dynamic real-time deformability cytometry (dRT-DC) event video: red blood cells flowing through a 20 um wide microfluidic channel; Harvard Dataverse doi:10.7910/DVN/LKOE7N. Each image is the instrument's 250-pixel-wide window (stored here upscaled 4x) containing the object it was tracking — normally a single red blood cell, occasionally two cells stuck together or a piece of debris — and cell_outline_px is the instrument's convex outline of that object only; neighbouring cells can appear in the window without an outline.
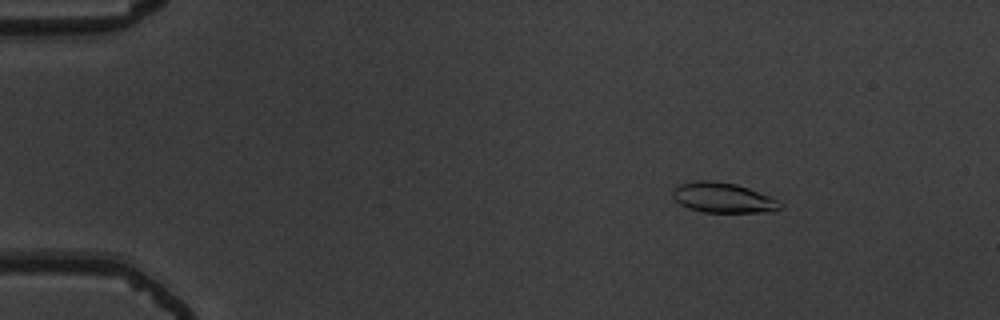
{"species": "common noctule bat (a hibernating species)", "species_latin": "Nyctalus noctula", "temperature_condition": "warm", "stored_images_in_passage": 56, "camera_frame_rate_fps": 3000, "um_per_image_px": 0.085, "animal": {"sex": "male", "body_mass_g": 19.5, "forearm_length_mm": 54.6}, "frame": {"image": 1, "passage_image": 9, "time_ms": 2.667, "image_size_px": [1000, 320], "cell_outline_px": [[784, 204], [776, 212], [704, 212], [688, 208], [680, 204], [672, 196], [672, 192], [680, 184], [696, 180], [712, 180], [736, 184], [748, 188], [768, 196]], "centroid_in_image_um": [61.46, 16.81], "position_along_channel_um": 23.5, "area_um2": 18.79}}
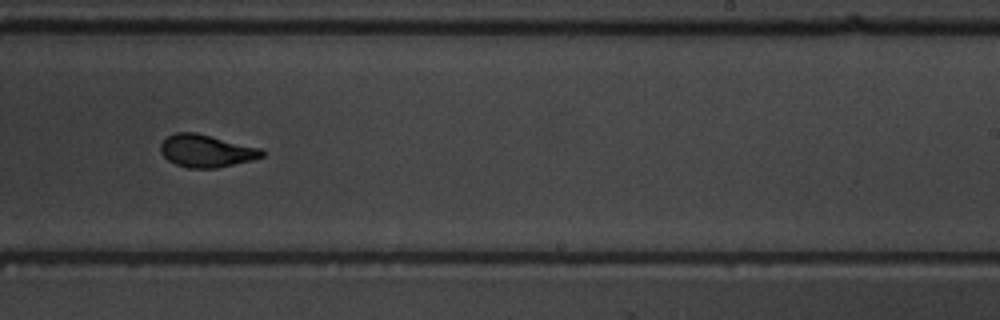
{"frame": {"image": 2, "passage_image": 36, "time_ms": 11.667, "image_size_px": [1000, 320], "cell_outline_px": [[264, 156], [252, 160], [216, 168], [188, 168], [176, 164], [168, 160], [160, 152], [160, 144], [168, 136], [176, 132], [196, 132], [260, 148], [264, 152]], "centroid_in_image_um": [17.52, 12.82], "position_along_channel_um": 271.5, "area_um2": 19.13}}
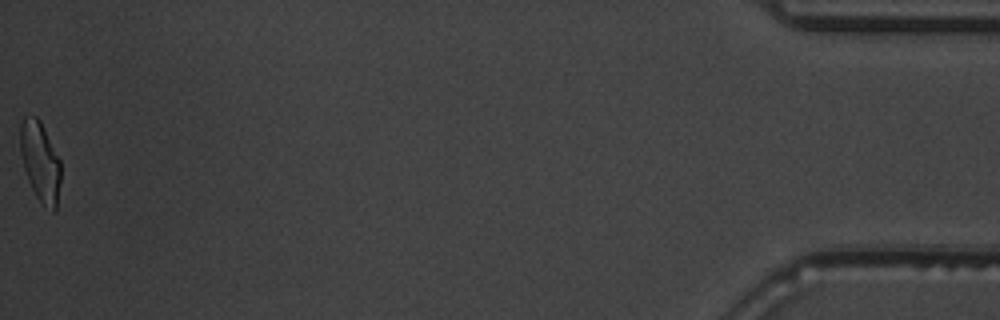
{"frame": {"image": 3, "passage_image": 56, "time_ms": 18.333, "image_size_px": [1000, 320], "cell_outline_px": [[60, 180], [56, 208], [52, 212], [40, 204], [28, 180], [24, 168], [20, 152], [20, 124], [24, 116], [36, 116], [40, 120], [60, 160]], "centroid_in_image_um": [3.41, 13.75], "position_along_channel_um": 431.8, "area_um2": 18.84}, "authors_computed_cell_mechanics": {"area_um2": 19.1607, "velocity_mm_per_s": 3.7692, "shape_relaxation_time_tau1_ms": 4.0639, "shape_relaxation_time_tau2_ms": 1.0197, "deformation_change_tau1": 0.1833, "deformation_change_tau2": 0.0714}}